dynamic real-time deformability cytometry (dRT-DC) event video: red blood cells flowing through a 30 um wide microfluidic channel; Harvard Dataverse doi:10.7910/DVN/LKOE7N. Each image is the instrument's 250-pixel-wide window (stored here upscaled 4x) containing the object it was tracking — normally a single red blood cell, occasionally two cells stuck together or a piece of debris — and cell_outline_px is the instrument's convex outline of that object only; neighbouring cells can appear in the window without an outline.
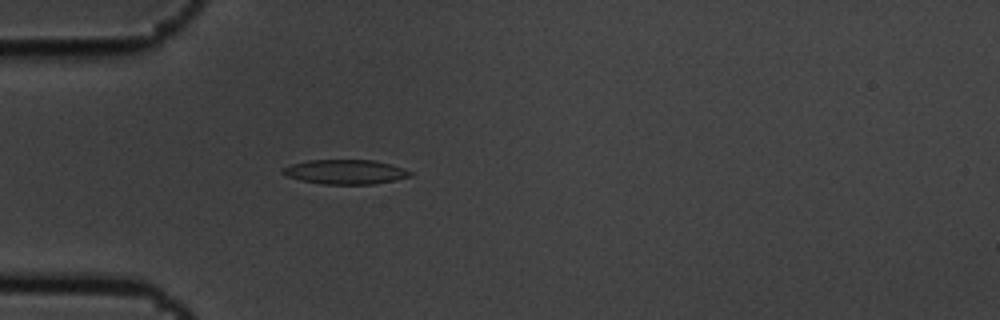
{"species": "common noctule bat (a hibernating species)", "species_latin": "Nyctalus noctula", "temperature_condition": "cold", "stored_images_in_passage": 5, "camera_frame_rate_fps": 3000, "um_per_image_px": 0.085, "animal": {"sex": "male", "body_mass_g": 19.5, "forearm_length_mm": 54.6}, "frame": {"image": 1, "passage_image": 5, "time_ms": 1.333, "image_size_px": [1000, 320], "cell_outline_px": [[412, 176], [396, 180], [372, 184], [320, 184], [300, 180], [288, 176], [280, 172], [280, 168], [292, 164], [308, 160], [372, 160], [392, 164], [404, 168], [412, 172]], "centroid_in_image_um": [29.35, 14.61], "position_along_channel_um": 55.6, "area_um2": 18.32}}